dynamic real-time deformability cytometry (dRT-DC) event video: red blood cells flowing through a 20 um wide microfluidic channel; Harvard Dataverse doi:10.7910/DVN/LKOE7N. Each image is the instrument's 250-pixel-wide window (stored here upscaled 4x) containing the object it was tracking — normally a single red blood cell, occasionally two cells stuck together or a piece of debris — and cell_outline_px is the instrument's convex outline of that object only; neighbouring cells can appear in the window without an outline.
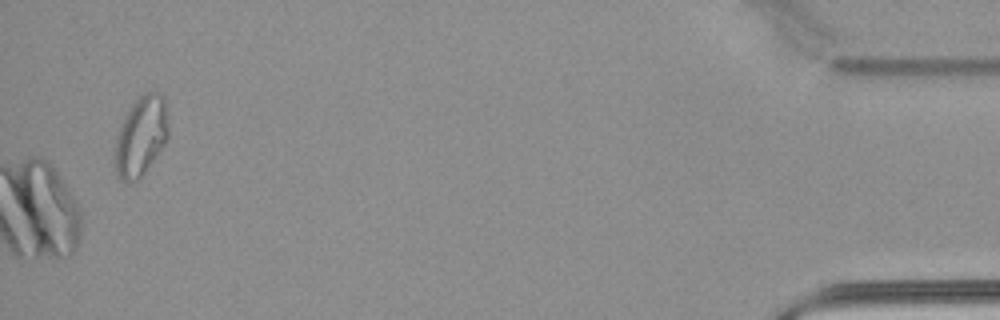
{"species": "common noctule bat (a hibernating species)", "species_latin": "Nyctalus noctula", "temperature_condition": "warm", "stored_images_in_passage": 48, "camera_frame_rate_fps": 3000, "um_per_image_px": 0.085, "animal": {"sex": "male", "body_mass_g": 21.5, "forearm_length_mm": 52.0}, "frame": {"image": 1, "passage_image": 48, "time_ms": 15.667, "image_size_px": [1000, 320], "cell_outline_px": [[168, 136], [164, 144], [144, 172], [136, 180], [128, 184], [124, 184], [120, 180], [116, 172], [116, 136], [124, 116], [128, 108], [144, 92], [156, 92], [164, 96], [168, 116]], "centroid_in_image_um": [11.98, 11.55], "position_along_channel_um": 423.2, "area_um2": 24.68}}